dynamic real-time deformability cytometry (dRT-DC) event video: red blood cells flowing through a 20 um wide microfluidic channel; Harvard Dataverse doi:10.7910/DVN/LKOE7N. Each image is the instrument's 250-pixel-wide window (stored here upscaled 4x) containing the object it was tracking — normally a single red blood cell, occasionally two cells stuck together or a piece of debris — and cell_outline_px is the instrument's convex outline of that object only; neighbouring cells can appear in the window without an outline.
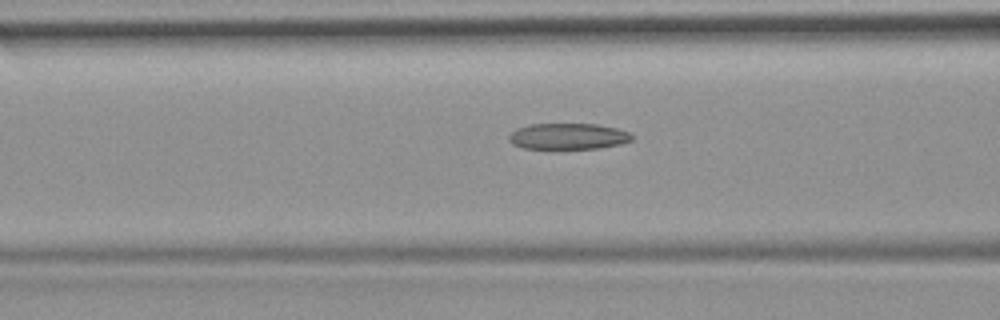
{"species": "common noctule bat (a hibernating species)", "species_latin": "Nyctalus noctula", "temperature_condition": "room temperature", "stored_images_in_passage": 34, "camera_frame_rate_fps": 3000, "um_per_image_px": 0.085, "animal": {"sex": "female", "body_mass_g": 19.9}, "frame": {"image": 1, "passage_image": 8, "time_ms": 2.333, "image_size_px": [1000, 320], "cell_outline_px": [[632, 140], [620, 144], [600, 148], [524, 148], [512, 144], [508, 140], [508, 136], [516, 128], [532, 124], [596, 124], [616, 128], [628, 132], [632, 136]], "centroid_in_image_um": [48.27, 11.58], "position_along_channel_um": 118.3, "area_um2": 18.55}}
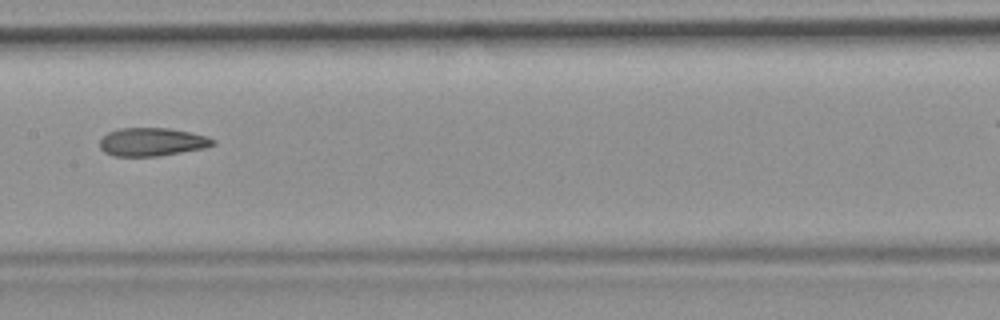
{"frame": {"image": 2, "passage_image": 14, "time_ms": 4.333, "image_size_px": [1000, 320], "cell_outline_px": [[216, 144], [204, 148], [160, 156], [112, 156], [104, 152], [100, 148], [100, 140], [108, 132], [120, 128], [168, 128], [208, 136], [216, 140]], "centroid_in_image_um": [12.93, 12.07], "position_along_channel_um": 194.5, "area_um2": 18.67}}
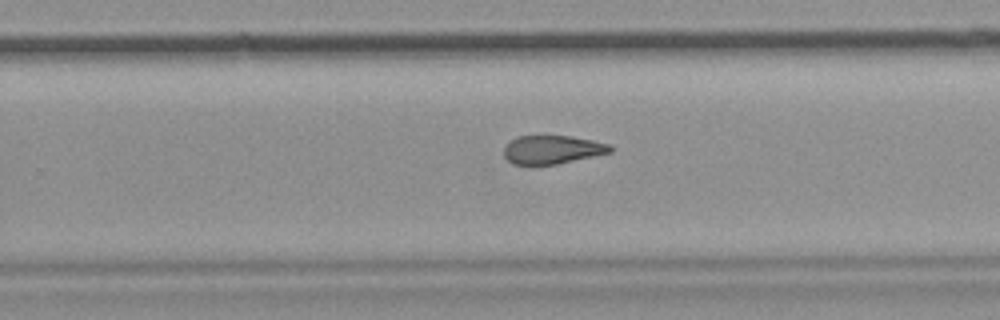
{"frame": {"image": 3, "passage_image": 21, "time_ms": 6.667, "image_size_px": [1000, 320], "cell_outline_px": [[612, 152], [556, 164], [512, 164], [504, 156], [504, 148], [516, 136], [568, 136], [592, 140], [608, 144], [612, 148]], "centroid_in_image_um": [46.93, 12.71], "position_along_channel_um": 282.9, "area_um2": 17.34}, "authors_computed_cell_mechanics": {"area_um2": 19.0162, "velocity_mm_per_s": 3.8032, "shape_relaxation_time_tau1_ms": null, "shape_relaxation_time_tau2_ms": 2.9203, "deformation_change_tau1": null, "deformation_change_tau2": 0.115}}